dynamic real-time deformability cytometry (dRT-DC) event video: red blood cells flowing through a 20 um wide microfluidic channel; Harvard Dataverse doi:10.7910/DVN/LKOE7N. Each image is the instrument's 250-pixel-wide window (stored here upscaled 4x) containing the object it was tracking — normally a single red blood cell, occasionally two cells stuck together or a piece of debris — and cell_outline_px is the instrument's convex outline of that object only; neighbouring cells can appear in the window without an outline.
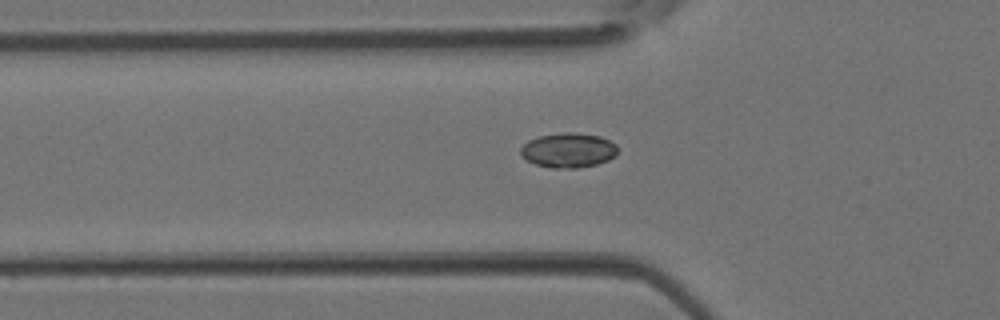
{"species": "Egyptian fruit bat (a non-hibernating species)", "species_latin": "Rousettus aegyptiacus", "temperature_condition": "room temperature", "stored_images_in_passage": 6, "segment_of_instrument_passage": [2, 2], "camera_frame_rate_fps": 3000, "um_per_image_px": 0.085, "animal": {"sex": "female"}, "frame": {"image": 1, "passage_image": 6, "time_ms": 1.667, "image_size_px": [1000, 320], "cell_outline_px": [[616, 156], [608, 160], [596, 164], [576, 168], [552, 168], [536, 164], [520, 156], [520, 148], [528, 140], [540, 136], [564, 132], [576, 132], [600, 136], [616, 144]], "centroid_in_image_um": [48.3, 12.77], "position_along_channel_um": 77.5, "area_um2": 19.59}}